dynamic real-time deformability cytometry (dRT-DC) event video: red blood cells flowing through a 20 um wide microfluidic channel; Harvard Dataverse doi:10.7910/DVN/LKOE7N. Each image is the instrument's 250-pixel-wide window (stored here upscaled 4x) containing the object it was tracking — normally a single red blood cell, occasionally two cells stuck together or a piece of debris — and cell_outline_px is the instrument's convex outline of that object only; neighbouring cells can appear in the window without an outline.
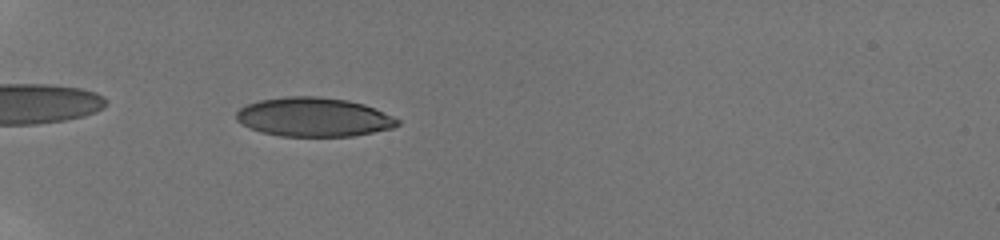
{"species": "human", "species_latin": "Homo sapiens", "temperature_condition": "room temperature", "stored_images_in_passage": 22, "camera_frame_rate_fps": 3000, "um_per_image_px": 0.085, "donor": {"sex": "male"}, "frame": {"image": 1, "passage_image": 21, "time_ms": 6.667, "image_size_px": [1000, 240], "cell_outline_px": [[400, 124], [392, 128], [352, 136], [280, 136], [260, 132], [236, 120], [236, 112], [240, 108], [248, 104], [260, 100], [288, 96], [316, 96], [348, 100], [364, 104], [376, 108], [400, 120]], "centroid_in_image_um": [26.68, 9.95], "position_along_channel_um": 58.3, "area_um2": 36.59}}